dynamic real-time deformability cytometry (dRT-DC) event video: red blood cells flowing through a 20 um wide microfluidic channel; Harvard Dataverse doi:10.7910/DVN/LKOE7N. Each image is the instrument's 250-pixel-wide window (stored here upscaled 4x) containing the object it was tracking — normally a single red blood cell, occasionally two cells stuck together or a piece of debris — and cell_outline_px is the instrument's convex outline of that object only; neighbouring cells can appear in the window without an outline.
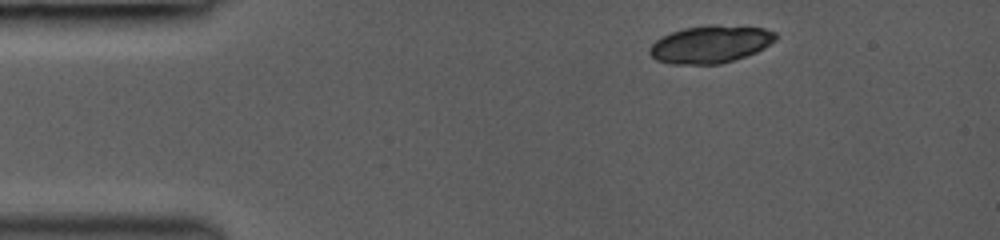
{"species": "common noctule bat (a hibernating species)", "species_latin": "Nyctalus noctula", "temperature_condition": "room temperature", "stored_images_in_passage": 6, "camera_frame_rate_fps": 3000, "um_per_image_px": 0.085, "animal": {"sex": "female", "body_mass_g": 19.0, "forearm_length_mm": 53.3}, "frame": {"image": 1, "passage_image": 1, "time_ms": 0.0, "image_size_px": [1000, 240], "cell_outline_px": [[776, 40], [764, 48], [756, 52], [720, 64], [672, 64], [656, 60], [648, 52], [648, 48], [656, 40], [672, 32], [684, 28], [708, 24], [716, 24], [764, 28], [776, 32]], "centroid_in_image_um": [60.39, 3.75], "position_along_channel_um": 24.6, "area_um2": 27.57}}